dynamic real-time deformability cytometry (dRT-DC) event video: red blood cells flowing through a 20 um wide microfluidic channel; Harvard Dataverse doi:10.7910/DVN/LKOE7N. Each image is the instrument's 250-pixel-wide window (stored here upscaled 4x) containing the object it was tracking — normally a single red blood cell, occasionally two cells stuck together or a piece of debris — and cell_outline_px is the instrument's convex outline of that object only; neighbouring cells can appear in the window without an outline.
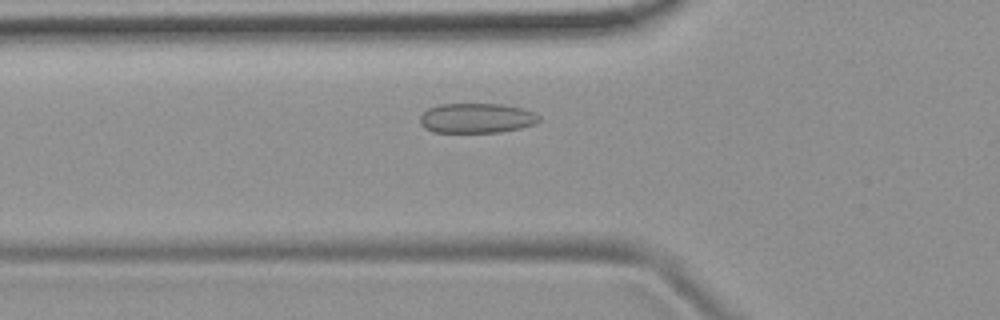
{"species": "common noctule bat (a hibernating species)", "species_latin": "Nyctalus noctula", "temperature_condition": "room temperature", "stored_images_in_passage": 34, "camera_frame_rate_fps": 3000, "um_per_image_px": 0.085, "animal": {"sex": "female", "body_mass_g": 19.9}, "frame": {"image": 1, "passage_image": 6, "time_ms": 1.667, "image_size_px": [1000, 320], "cell_outline_px": [[540, 120], [536, 124], [520, 128], [500, 132], [432, 132], [424, 128], [420, 124], [420, 116], [428, 108], [440, 104], [504, 104], [524, 108], [540, 116]], "centroid_in_image_um": [40.52, 10.04], "position_along_channel_um": 85.3, "area_um2": 20.87}}
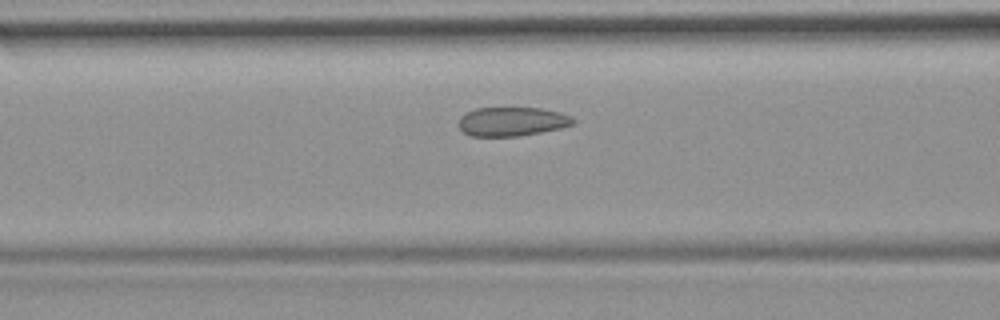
{"frame": {"image": 2, "passage_image": 9, "time_ms": 2.667, "image_size_px": [1000, 320], "cell_outline_px": [[576, 120], [572, 124], [560, 128], [520, 136], [472, 136], [464, 132], [460, 128], [460, 116], [476, 108], [540, 108], [560, 112], [572, 116]], "centroid_in_image_um": [43.54, 10.33], "position_along_channel_um": 123.1, "area_um2": 19.19}}
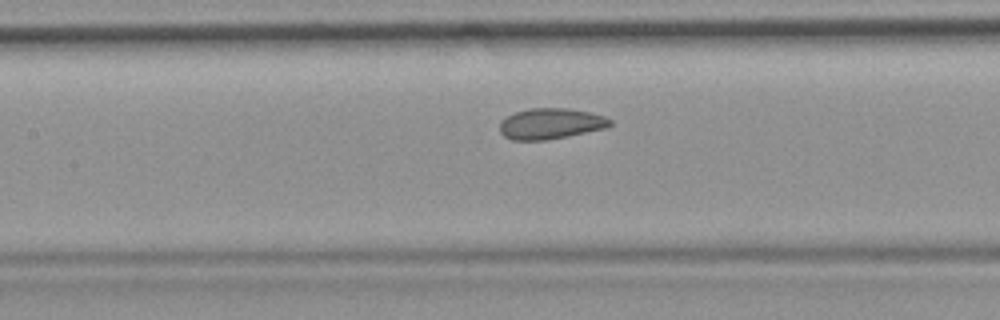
{"frame": {"image": 3, "passage_image": 12, "time_ms": 3.667, "image_size_px": [1000, 320], "cell_outline_px": [[612, 124], [608, 128], [548, 140], [512, 140], [504, 136], [500, 132], [500, 124], [508, 116], [516, 112], [528, 108], [568, 108], [588, 112], [604, 116], [612, 120]], "centroid_in_image_um": [46.84, 10.52], "position_along_channel_um": 160.6, "area_um2": 19.83}, "authors_computed_cell_mechanics": {"area_um2": 19.8832, "velocity_mm_per_s": 3.7486, "shape_relaxation_time_tau1_ms": null, "shape_relaxation_time_tau2_ms": 1.0348, "deformation_change_tau1": null, "deformation_change_tau2": 0.0682}}